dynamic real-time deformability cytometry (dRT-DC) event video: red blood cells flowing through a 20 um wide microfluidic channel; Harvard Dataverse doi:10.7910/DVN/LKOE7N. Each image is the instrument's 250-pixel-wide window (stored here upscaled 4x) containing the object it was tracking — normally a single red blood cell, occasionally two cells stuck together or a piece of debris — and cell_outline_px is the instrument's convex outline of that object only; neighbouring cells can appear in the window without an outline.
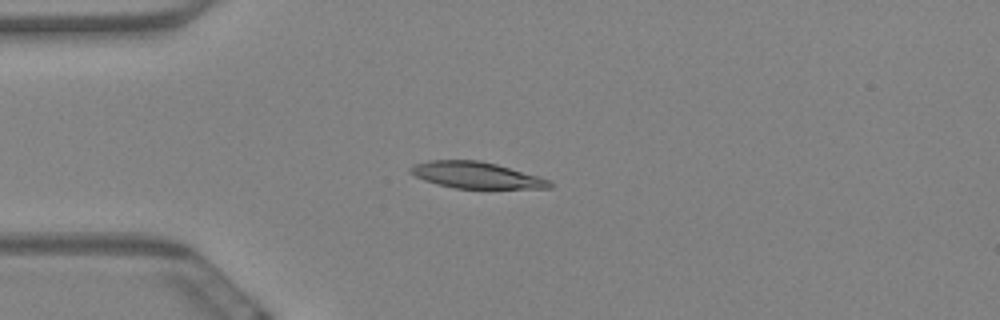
{"species": "Egyptian fruit bat (a non-hibernating species)", "species_latin": "Rousettus aegyptiacus", "temperature_condition": "warm", "stored_images_in_passage": 44, "camera_frame_rate_fps": 3000, "um_per_image_px": 0.085, "animal": {"sex": "female"}, "frame": {"image": 1, "passage_image": 1, "time_ms": 0.0, "image_size_px": [1000, 320], "cell_outline_px": [[552, 188], [456, 188], [436, 184], [424, 180], [408, 172], [408, 168], [416, 164], [428, 160], [480, 160], [496, 164], [536, 176], [548, 180], [552, 184]], "centroid_in_image_um": [40.4, 14.88], "position_along_channel_um": 44.6, "area_um2": 21.1}}
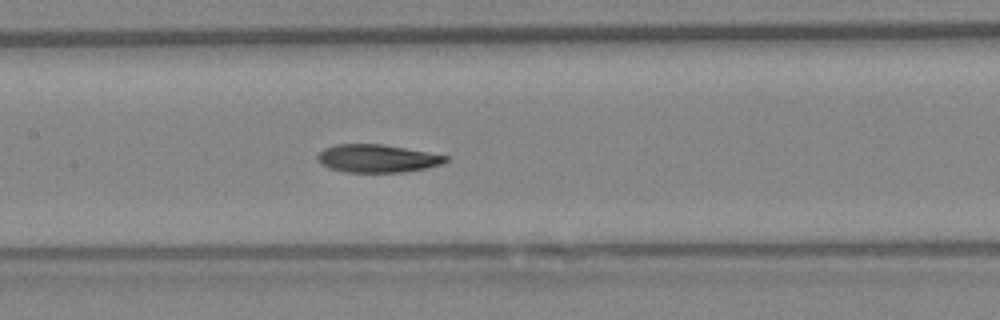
{"frame": {"image": 2, "passage_image": 14, "time_ms": 4.333, "image_size_px": [1000, 320], "cell_outline_px": [[448, 160], [440, 164], [424, 168], [404, 172], [344, 172], [328, 168], [320, 164], [316, 160], [316, 156], [324, 148], [336, 144], [380, 144], [404, 148], [448, 156]], "centroid_in_image_um": [31.98, 13.47], "position_along_channel_um": 175.4, "area_um2": 20.75}}
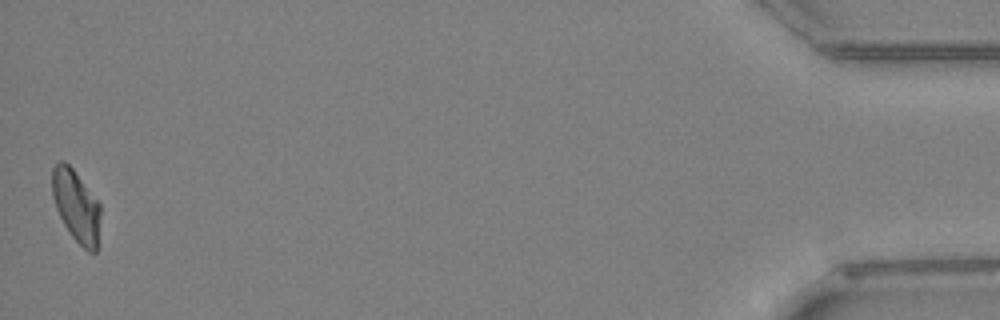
{"frame": {"image": 3, "passage_image": 44, "time_ms": 14.333, "image_size_px": [1000, 320], "cell_outline_px": [[100, 216], [96, 252], [88, 252], [72, 236], [64, 224], [56, 208], [52, 196], [52, 168], [60, 160], [64, 160], [72, 168], [100, 204]], "centroid_in_image_um": [6.46, 17.49], "position_along_channel_um": 428.7, "area_um2": 19.94}, "authors_computed_cell_mechanics": {"area_um2": 21.1259, "velocity_mm_per_s": 3.472, "shape_relaxation_time_tau1_ms": 11.1939, "shape_relaxation_time_tau2_ms": 3.0407, "deformation_change_tau1": 0.2523, "deformation_change_tau2": 0.0924}}